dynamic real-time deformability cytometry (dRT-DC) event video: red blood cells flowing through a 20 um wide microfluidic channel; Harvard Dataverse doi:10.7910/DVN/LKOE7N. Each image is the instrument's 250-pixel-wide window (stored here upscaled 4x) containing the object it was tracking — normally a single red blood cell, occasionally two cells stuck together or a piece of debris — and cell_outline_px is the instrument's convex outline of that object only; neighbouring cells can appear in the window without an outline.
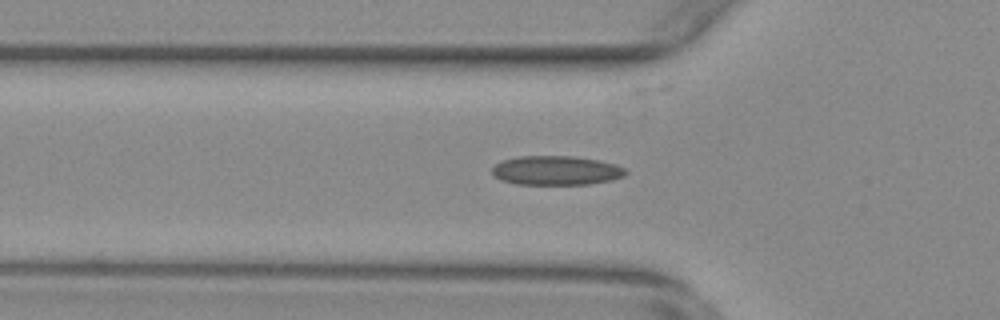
{"species": "common noctule bat (a hibernating species)", "species_latin": "Nyctalus noctula", "temperature_condition": "warm", "stored_images_in_passage": 55, "camera_frame_rate_fps": 3000, "um_per_image_px": 0.085, "animal": {"sex": "female", "body_mass_g": 29.2, "forearm_length_mm": 56.3}, "frame": {"image": 1, "passage_image": 18, "time_ms": 5.667, "image_size_px": [1000, 320], "cell_outline_px": [[628, 172], [624, 176], [612, 180], [592, 184], [516, 184], [500, 180], [492, 176], [492, 168], [500, 160], [520, 156], [576, 156], [600, 160], [616, 164], [624, 168]], "centroid_in_image_um": [47.27, 14.48], "position_along_channel_um": 78.5, "area_um2": 23.06}}
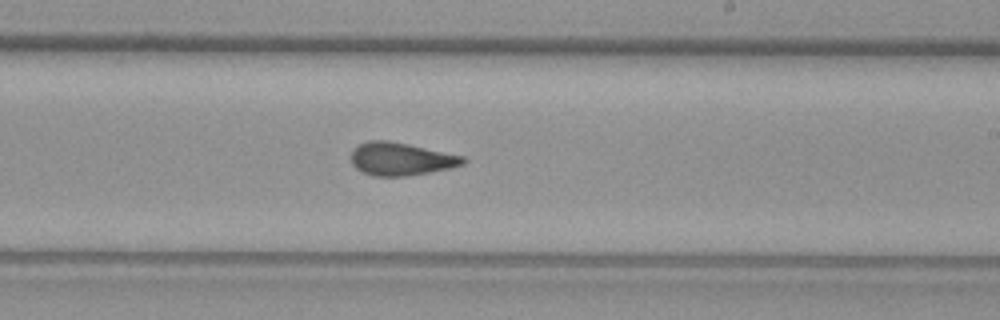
{"frame": {"image": 2, "passage_image": 32, "time_ms": 10.333, "image_size_px": [1000, 320], "cell_outline_px": [[468, 160], [464, 164], [452, 168], [404, 176], [372, 176], [356, 168], [352, 164], [352, 148], [368, 140], [388, 140], [408, 144], [464, 156]], "centroid_in_image_um": [34.09, 13.51], "position_along_channel_um": 254.9, "area_um2": 21.44}}
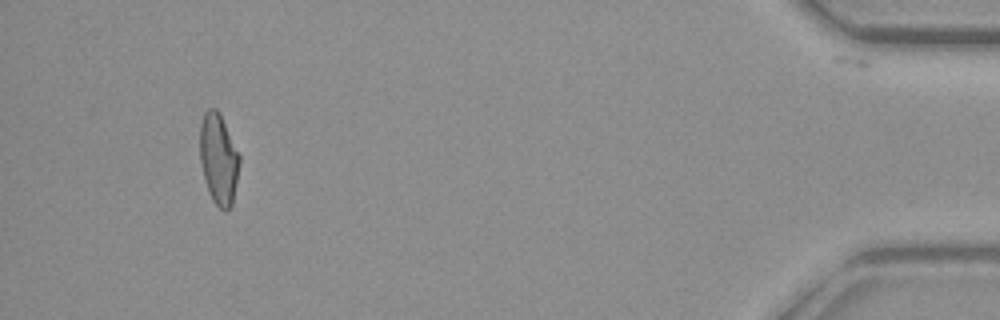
{"frame": {"image": 3, "passage_image": 51, "time_ms": 16.667, "image_size_px": [1000, 320], "cell_outline_px": [[240, 160], [232, 204], [228, 212], [224, 212], [212, 200], [208, 192], [204, 180], [200, 164], [200, 124], [204, 112], [208, 108], [216, 108], [220, 112], [240, 156]], "centroid_in_image_um": [18.56, 13.51], "position_along_channel_um": 416.6, "area_um2": 21.15}}